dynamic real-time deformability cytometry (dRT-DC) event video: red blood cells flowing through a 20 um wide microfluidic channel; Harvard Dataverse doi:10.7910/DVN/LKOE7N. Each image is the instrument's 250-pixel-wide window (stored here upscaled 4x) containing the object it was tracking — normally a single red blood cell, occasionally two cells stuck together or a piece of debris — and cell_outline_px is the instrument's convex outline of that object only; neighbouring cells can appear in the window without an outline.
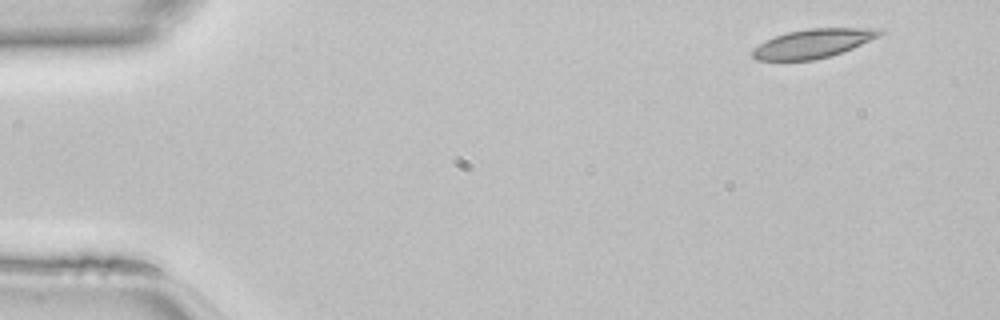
{"species": "common noctule bat (a hibernating species)", "species_latin": "Nyctalus noctula", "temperature_condition": "room temperature", "stored_images_in_passage": 44, "camera_frame_rate_fps": 3000, "um_per_image_px": 0.085, "animal": {"sex": "female", "body_mass_g": 22.7, "forearm_length_mm": 54.2}, "frame": {"image": 1, "passage_image": 1, "time_ms": 0.0, "image_size_px": [1000, 320], "cell_outline_px": [[884, 32], [880, 36], [852, 48], [828, 56], [812, 60], [756, 60], [752, 56], [752, 48], [764, 40], [788, 32], [808, 28], [884, 28]], "centroid_in_image_um": [69.1, 3.68], "position_along_channel_um": 15.9, "area_um2": 21.39}}
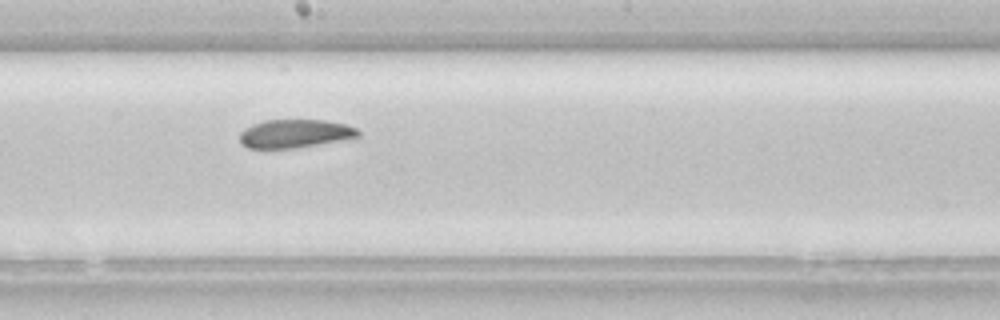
{"frame": {"image": 2, "passage_image": 23, "time_ms": 7.333, "image_size_px": [1000, 320], "cell_outline_px": [[360, 136], [316, 144], [292, 148], [248, 148], [240, 144], [240, 132], [244, 128], [252, 124], [264, 120], [324, 120], [344, 124], [356, 128], [360, 132]], "centroid_in_image_um": [25.0, 11.35], "position_along_channel_um": 223.2, "area_um2": 19.36}}
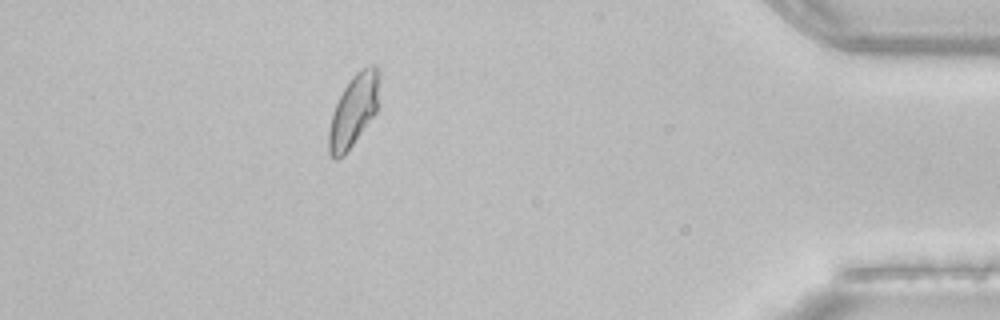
{"frame": {"image": 3, "passage_image": 39, "time_ms": 12.667, "image_size_px": [1000, 320], "cell_outline_px": [[380, 72], [376, 112], [344, 156], [336, 160], [332, 160], [328, 152], [328, 132], [332, 112], [344, 88], [352, 76], [356, 72], [368, 64], [376, 64]], "centroid_in_image_um": [30.04, 9.39], "position_along_channel_um": 405.2, "area_um2": 21.27}}